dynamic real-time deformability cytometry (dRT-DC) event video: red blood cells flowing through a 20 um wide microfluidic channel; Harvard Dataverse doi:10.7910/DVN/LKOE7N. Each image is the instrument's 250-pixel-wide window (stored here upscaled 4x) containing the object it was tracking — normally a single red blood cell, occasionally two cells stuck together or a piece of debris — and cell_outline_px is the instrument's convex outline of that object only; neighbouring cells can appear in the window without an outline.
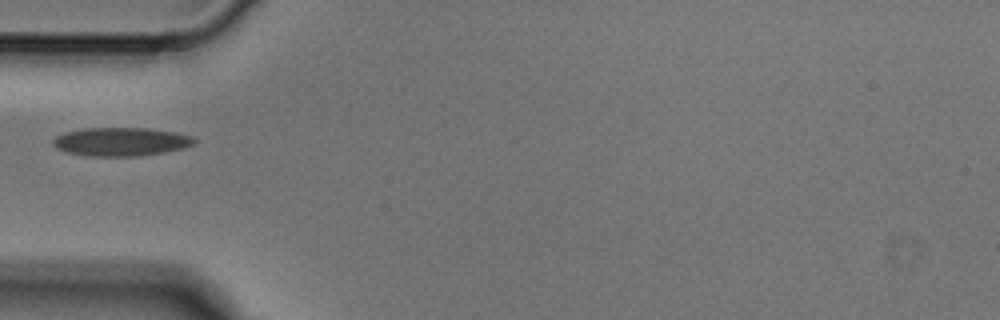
{"species": "Egyptian fruit bat (a non-hibernating species)", "species_latin": "Rousettus aegyptiacus", "temperature_condition": "cold", "stored_images_in_passage": 1, "camera_frame_rate_fps": 3000, "um_per_image_px": 0.085, "animal": {"sex": "male"}, "frame": {"image": 1, "passage_image": 1, "time_ms": 0.0, "image_size_px": [1000, 320], "cell_outline_px": [[196, 140], [192, 144], [184, 148], [164, 152], [140, 156], [88, 156], [68, 152], [56, 148], [52, 144], [52, 140], [56, 136], [64, 132], [84, 128], [148, 128], [172, 132], [192, 136]], "centroid_in_image_um": [10.25, 12.04], "position_along_channel_um": 74.8, "area_um2": 23.41}}